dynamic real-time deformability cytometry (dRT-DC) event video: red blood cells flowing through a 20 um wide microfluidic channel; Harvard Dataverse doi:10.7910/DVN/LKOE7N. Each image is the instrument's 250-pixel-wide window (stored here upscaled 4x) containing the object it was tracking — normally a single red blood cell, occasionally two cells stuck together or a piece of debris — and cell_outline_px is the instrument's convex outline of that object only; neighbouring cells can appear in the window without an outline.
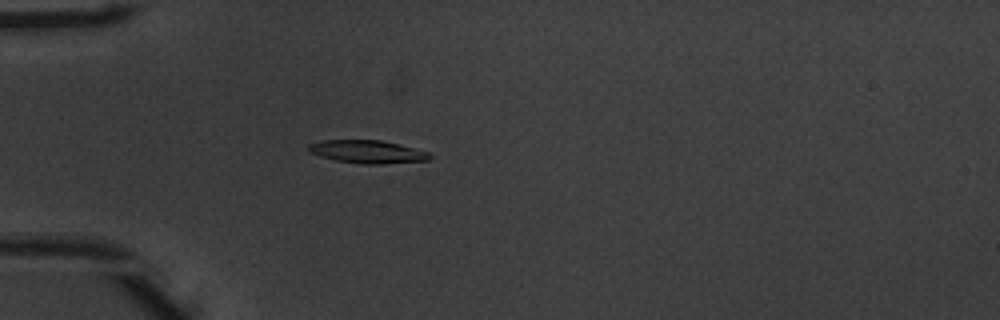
{"species": "common noctule bat (a hibernating species)", "species_latin": "Nyctalus noctula", "temperature_condition": "warm", "stored_images_in_passage": 19, "camera_frame_rate_fps": 3000, "um_per_image_px": 0.085, "animal": {"sex": "male", "body_mass_g": 20.1, "forearm_length_mm": 53.5}, "frame": {"image": 1, "passage_image": 6, "time_ms": 1.667, "image_size_px": [1000, 320], "cell_outline_px": [[432, 156], [428, 160], [384, 164], [360, 164], [336, 160], [320, 156], [308, 152], [308, 144], [324, 140], [380, 140], [400, 144], [428, 152]], "centroid_in_image_um": [31.22, 12.9], "position_along_channel_um": 53.8, "area_um2": 16.24}}
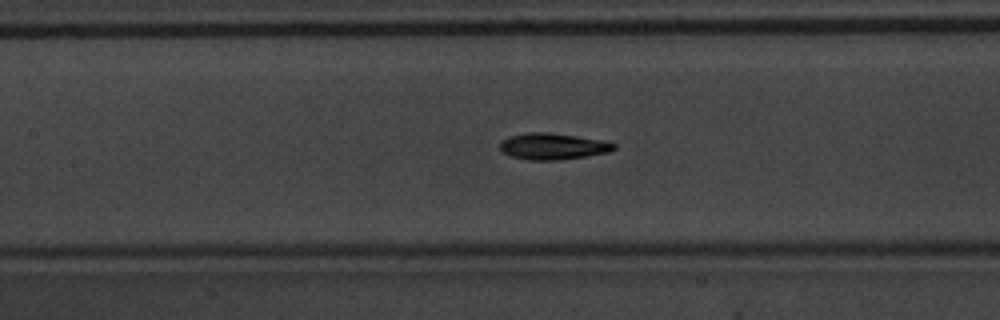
{"frame": {"image": 2, "passage_image": 15, "time_ms": 4.667, "image_size_px": [1000, 320], "cell_outline_px": [[616, 148], [608, 152], [588, 156], [556, 160], [528, 160], [512, 156], [500, 152], [500, 140], [512, 136], [528, 132], [548, 132], [604, 140], [616, 144]], "centroid_in_image_um": [46.98, 12.44], "position_along_channel_um": 160.4, "area_um2": 17.57}}
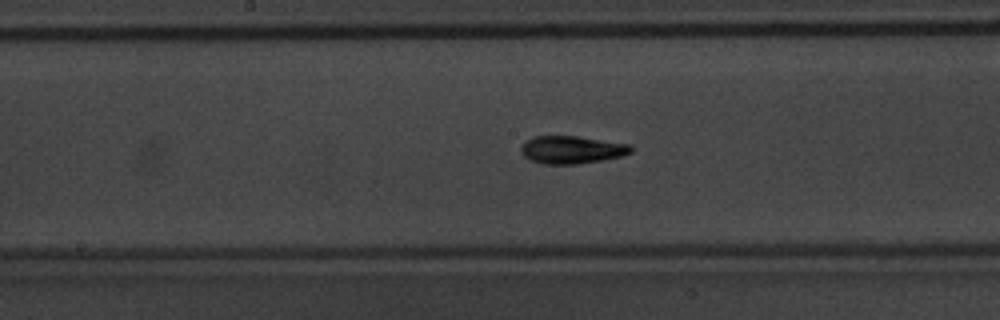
{"frame": {"image": 3, "passage_image": 18, "time_ms": 5.667, "image_size_px": [1000, 320], "cell_outline_px": [[632, 152], [624, 156], [576, 164], [540, 164], [528, 160], [520, 152], [520, 148], [524, 140], [532, 136], [576, 136], [628, 144], [632, 148]], "centroid_in_image_um": [48.52, 12.73], "position_along_channel_um": 199.7, "area_um2": 17.92}}